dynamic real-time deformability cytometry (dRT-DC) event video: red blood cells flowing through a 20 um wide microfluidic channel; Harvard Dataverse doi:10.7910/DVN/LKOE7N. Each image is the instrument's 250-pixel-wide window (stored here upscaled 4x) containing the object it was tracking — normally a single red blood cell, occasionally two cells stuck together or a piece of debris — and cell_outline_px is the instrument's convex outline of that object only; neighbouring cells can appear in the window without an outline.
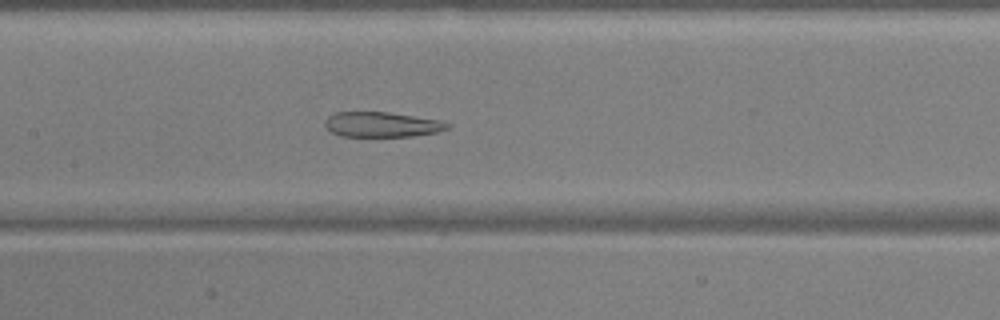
{"species": "common noctule bat (a hibernating species)", "species_latin": "Nyctalus noctula", "temperature_condition": "warm", "stored_images_in_passage": 53, "camera_frame_rate_fps": 3000, "um_per_image_px": 0.085, "animal": {"sex": "male", "body_mass_g": 17.9, "forearm_length_mm": 54.2}, "frame": {"image": 1, "passage_image": 26, "time_ms": 8.333, "image_size_px": [1000, 320], "cell_outline_px": [[452, 128], [436, 132], [412, 136], [340, 136], [328, 132], [324, 124], [324, 120], [332, 112], [388, 112], [440, 120], [452, 124]], "centroid_in_image_um": [32.43, 10.58], "position_along_channel_um": 175.0, "area_um2": 18.15}}
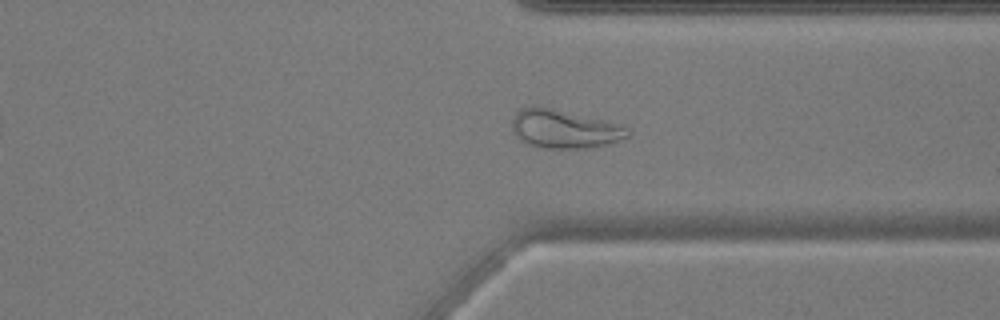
{"frame": {"image": 2, "passage_image": 41, "time_ms": 13.333, "image_size_px": [1000, 320], "cell_outline_px": [[632, 132], [628, 136], [608, 144], [588, 148], [544, 148], [524, 144], [512, 132], [512, 120], [516, 112], [520, 108], [548, 108], [604, 120], [628, 128]], "centroid_in_image_um": [47.94, 11.0], "position_along_channel_um": 363.5, "area_um2": 25.55}}
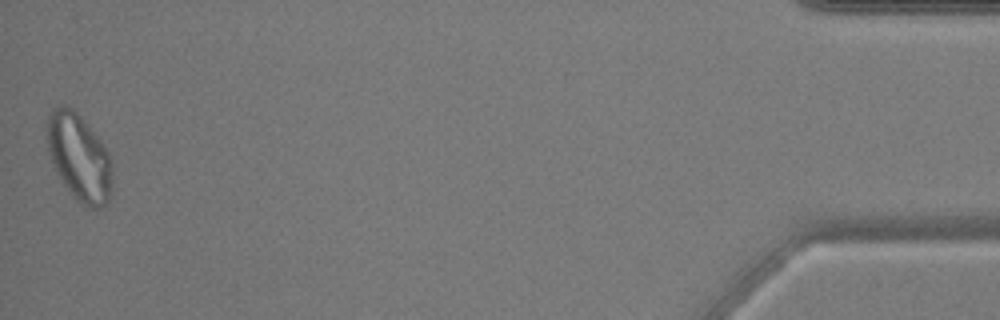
{"frame": {"image": 3, "passage_image": 53, "time_ms": 17.333, "image_size_px": [1000, 320], "cell_outline_px": [[112, 180], [108, 200], [100, 208], [92, 208], [80, 204], [72, 196], [60, 180], [56, 172], [48, 152], [48, 116], [52, 108], [64, 104], [72, 108], [80, 116], [104, 144], [108, 152], [112, 164]], "centroid_in_image_um": [6.73, 13.39], "position_along_channel_um": 428.5, "area_um2": 33.06}, "authors_computed_cell_mechanics": {"area_um2": 27.3972, "velocity_mm_per_s": 3.7773, "shape_relaxation_time_tau1_ms": null, "shape_relaxation_time_tau2_ms": 1.2079, "deformation_change_tau1": null, "deformation_change_tau2": 0.0841}}